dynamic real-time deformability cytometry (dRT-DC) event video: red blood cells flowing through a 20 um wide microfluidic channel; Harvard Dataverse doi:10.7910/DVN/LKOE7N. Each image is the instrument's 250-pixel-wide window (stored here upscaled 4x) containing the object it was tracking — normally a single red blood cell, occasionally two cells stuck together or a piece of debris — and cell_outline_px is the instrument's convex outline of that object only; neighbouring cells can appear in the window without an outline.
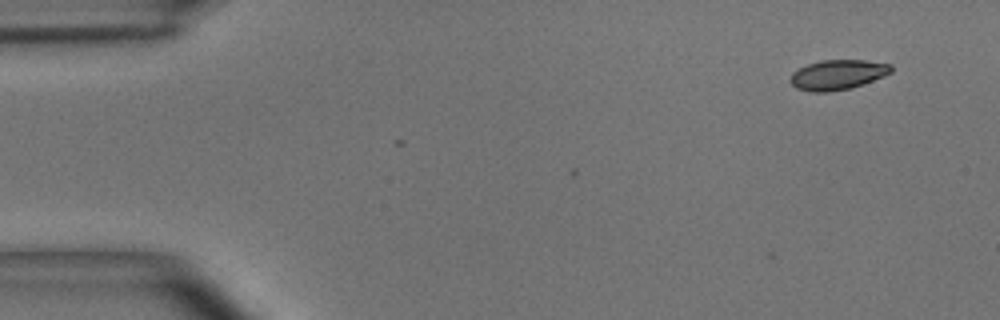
{"species": "common noctule bat (a hibernating species)", "species_latin": "Nyctalus noctula", "temperature_condition": "room temperature", "stored_images_in_passage": 8, "camera_frame_rate_fps": 3000, "um_per_image_px": 0.085, "animal": {"sex": "male", "body_mass_g": 15.6}, "frame": {"image": 1, "passage_image": 8, "time_ms": 2.333, "image_size_px": [1000, 320], "cell_outline_px": [[892, 72], [884, 76], [852, 88], [828, 92], [812, 92], [796, 88], [788, 80], [792, 72], [808, 64], [820, 60], [864, 60], [892, 64]], "centroid_in_image_um": [71.19, 6.35], "position_along_channel_um": 13.8, "area_um2": 17.69}}